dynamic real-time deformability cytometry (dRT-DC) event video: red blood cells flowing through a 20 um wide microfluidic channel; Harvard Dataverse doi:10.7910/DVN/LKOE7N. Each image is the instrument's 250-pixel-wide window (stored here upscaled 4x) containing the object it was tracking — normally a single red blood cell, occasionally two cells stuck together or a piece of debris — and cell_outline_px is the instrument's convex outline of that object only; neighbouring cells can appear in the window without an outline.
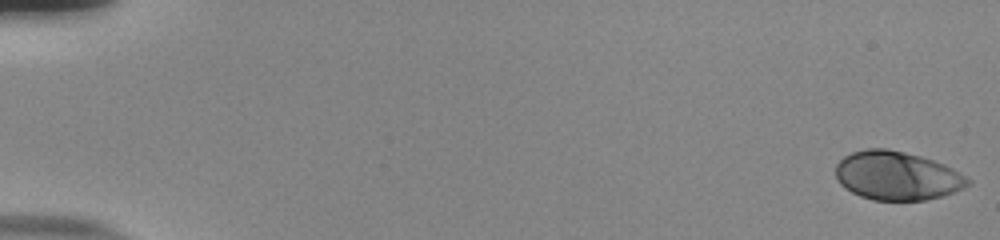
{"species": "human", "species_latin": "Homo sapiens", "temperature_condition": "room temperature", "stored_images_in_passage": 55, "camera_frame_rate_fps": 3000, "um_per_image_px": 0.085, "donor": {"sex": "male"}, "frame": {"image": 1, "passage_image": 1, "time_ms": 0.0, "image_size_px": [1000, 240], "cell_outline_px": [[972, 184], [964, 188], [940, 196], [924, 200], [872, 200], [860, 196], [844, 188], [836, 180], [836, 164], [844, 156], [852, 152], [868, 148], [888, 148], [920, 156], [944, 164], [952, 168], [972, 180]], "centroid_in_image_um": [76.23, 14.93], "position_along_channel_um": 8.8, "area_um2": 37.57}}
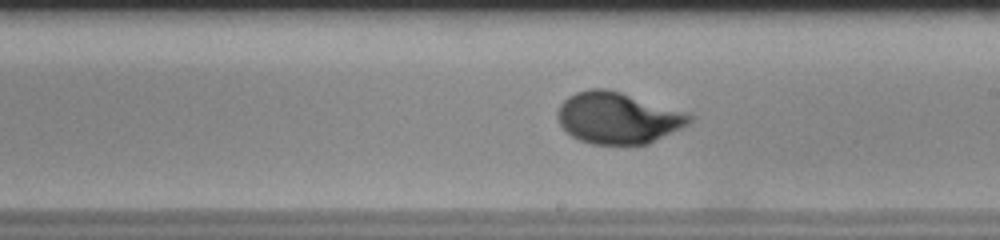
{"frame": {"image": 2, "passage_image": 33, "time_ms": 10.667, "image_size_px": [1000, 240], "cell_outline_px": [[696, 116], [688, 124], [648, 144], [592, 144], [580, 140], [572, 136], [560, 124], [556, 116], [556, 112], [560, 104], [568, 96], [576, 92], [588, 88], [608, 88]], "centroid_in_image_um": [52.48, 10.02], "position_along_channel_um": 236.5, "area_um2": 39.25}}
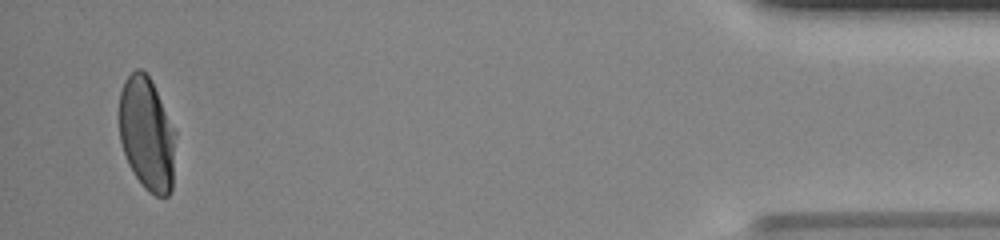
{"frame": {"image": 3, "passage_image": 53, "time_ms": 17.333, "image_size_px": [1000, 240], "cell_outline_px": [[176, 132], [172, 192], [168, 196], [156, 196], [148, 192], [144, 188], [128, 164], [120, 140], [120, 92], [124, 80], [136, 68], [140, 68], [152, 80]], "centroid_in_image_um": [12.5, 11.39], "position_along_channel_um": 422.7, "area_um2": 37.45}, "authors_computed_cell_mechanics": {"area_um2": 37.8012, "velocity_mm_per_s": 3.8279, "shape_relaxation_time_tau1_ms": 4.6399, "shape_relaxation_time_tau2_ms": null, "deformation_change_tau1": 0.1914, "deformation_change_tau2": null}}